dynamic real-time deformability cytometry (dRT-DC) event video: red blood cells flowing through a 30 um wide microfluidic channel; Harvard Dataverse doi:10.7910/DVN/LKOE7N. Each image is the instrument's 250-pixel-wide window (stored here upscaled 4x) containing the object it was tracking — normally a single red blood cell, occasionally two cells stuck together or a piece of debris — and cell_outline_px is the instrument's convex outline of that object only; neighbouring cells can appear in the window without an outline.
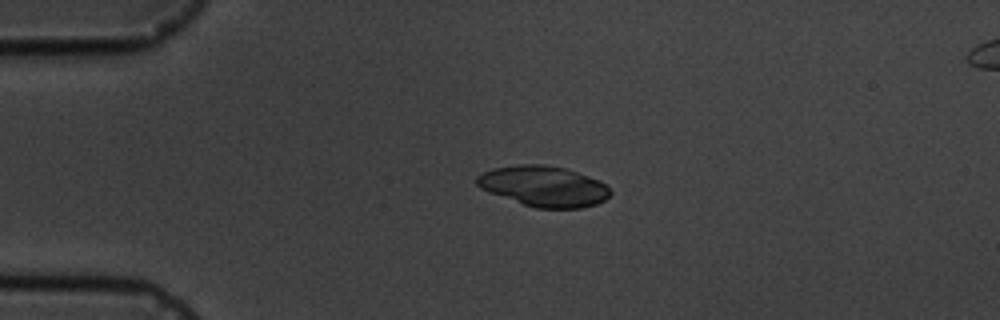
{"species": "common noctule bat (a hibernating species)", "species_latin": "Nyctalus noctula", "temperature_condition": "cold", "stored_images_in_passage": 4, "camera_frame_rate_fps": 3000, "um_per_image_px": 0.085, "animal": {"sex": "male", "body_mass_g": 19.5, "forearm_length_mm": 54.6}, "frame": {"image": 1, "passage_image": 3, "time_ms": 2.333, "image_size_px": [1000, 320], "cell_outline_px": [[612, 192], [604, 200], [596, 204], [580, 208], [536, 208], [524, 204], [480, 188], [476, 184], [476, 176], [492, 168], [520, 164], [544, 164], [564, 168], [600, 180]], "centroid_in_image_um": [46.22, 15.82], "position_along_channel_um": 38.8, "area_um2": 31.21}}